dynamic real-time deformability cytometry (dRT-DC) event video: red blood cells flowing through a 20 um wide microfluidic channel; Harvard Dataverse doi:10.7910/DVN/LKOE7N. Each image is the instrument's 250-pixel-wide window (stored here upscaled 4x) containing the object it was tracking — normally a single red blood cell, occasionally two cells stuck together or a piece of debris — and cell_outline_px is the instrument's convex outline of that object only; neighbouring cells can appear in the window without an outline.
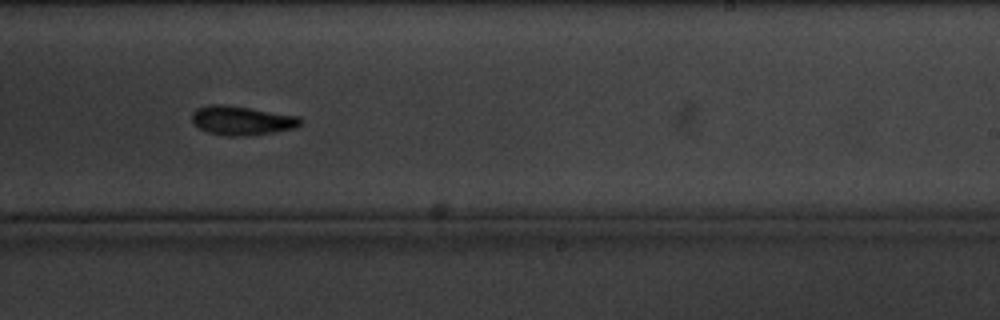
{"species": "common noctule bat (a hibernating species)", "species_latin": "Nyctalus noctula", "temperature_condition": "cold", "stored_images_in_passage": 7, "camera_frame_rate_fps": 3000, "um_per_image_px": 0.085, "animal": {"sex": "male", "body_mass_g": 20.1, "forearm_length_mm": 53.5}, "frame": {"image": 1, "passage_image": 6, "time_ms": 6.0, "image_size_px": [1000, 320], "cell_outline_px": [[304, 120], [296, 128], [248, 136], [224, 136], [208, 132], [192, 124], [192, 112], [196, 108], [208, 104], [224, 104], [300, 116]], "centroid_in_image_um": [20.54, 10.24], "position_along_channel_um": 268.5, "area_um2": 18.61}}